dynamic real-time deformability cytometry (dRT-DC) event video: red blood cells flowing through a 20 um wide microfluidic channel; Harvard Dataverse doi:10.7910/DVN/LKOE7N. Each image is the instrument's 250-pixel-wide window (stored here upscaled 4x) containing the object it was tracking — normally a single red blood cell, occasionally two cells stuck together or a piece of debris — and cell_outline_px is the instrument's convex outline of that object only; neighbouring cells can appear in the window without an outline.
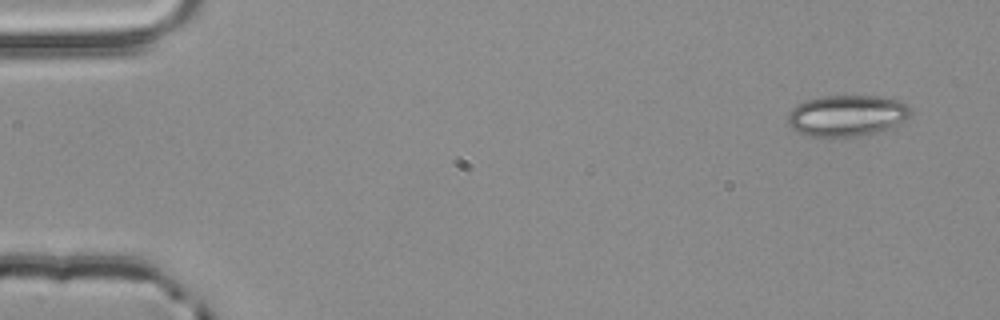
{"species": "common noctule bat (a hibernating species)", "species_latin": "Nyctalus noctula", "temperature_condition": "room temperature", "stored_images_in_passage": 4, "camera_frame_rate_fps": 3000, "um_per_image_px": 0.085, "animal": {"sex": "male", "body_mass_g": 20.4}, "frame": {"image": 1, "passage_image": 1, "time_ms": 0.0, "image_size_px": [1000, 320], "cell_outline_px": [[912, 112], [904, 120], [896, 124], [876, 132], [860, 136], [808, 136], [796, 132], [788, 124], [788, 112], [796, 104], [808, 100], [824, 96], [876, 96], [896, 100], [908, 104], [912, 108]], "centroid_in_image_um": [71.95, 9.82], "position_along_channel_um": 13.0, "area_um2": 29.3}}
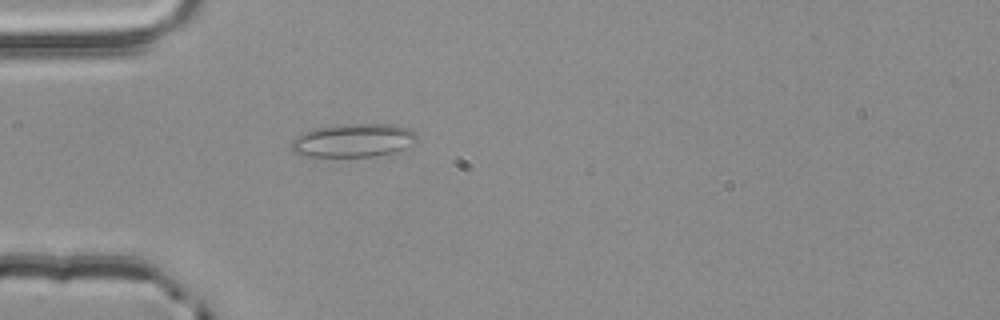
{"frame": {"image": 2, "passage_image": 4, "time_ms": 1.0, "image_size_px": [1000, 320], "cell_outline_px": [[416, 144], [396, 152], [372, 156], [308, 156], [296, 152], [292, 148], [292, 140], [296, 136], [304, 132], [316, 128], [348, 124], [396, 124], [408, 128], [416, 132]], "centroid_in_image_um": [30.12, 11.92], "position_along_channel_um": 54.9, "area_um2": 24.33}}